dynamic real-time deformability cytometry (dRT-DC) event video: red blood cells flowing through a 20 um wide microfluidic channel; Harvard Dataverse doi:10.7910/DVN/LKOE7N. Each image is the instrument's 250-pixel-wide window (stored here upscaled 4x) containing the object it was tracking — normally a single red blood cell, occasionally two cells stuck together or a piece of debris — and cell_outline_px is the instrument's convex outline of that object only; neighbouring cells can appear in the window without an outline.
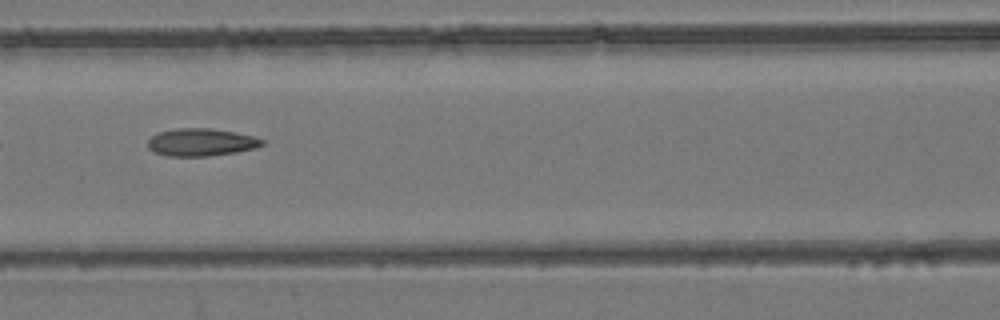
{"species": "common noctule bat (a hibernating species)", "species_latin": "Nyctalus noctula", "temperature_condition": "room temperature", "stored_images_in_passage": 5, "camera_frame_rate_fps": 3000, "um_per_image_px": 0.085, "animal": {"sex": "female", "body_mass_g": 24.6, "forearm_length_mm": 56.2}, "frame": {"image": 1, "passage_image": 3, "time_ms": 2.333, "image_size_px": [1000, 320], "cell_outline_px": [[264, 144], [256, 148], [236, 152], [208, 156], [164, 156], [152, 152], [148, 148], [148, 140], [156, 132], [176, 128], [212, 128], [256, 136], [264, 140]], "centroid_in_image_um": [17.08, 12.09], "position_along_channel_um": 149.5, "area_um2": 18.67}}
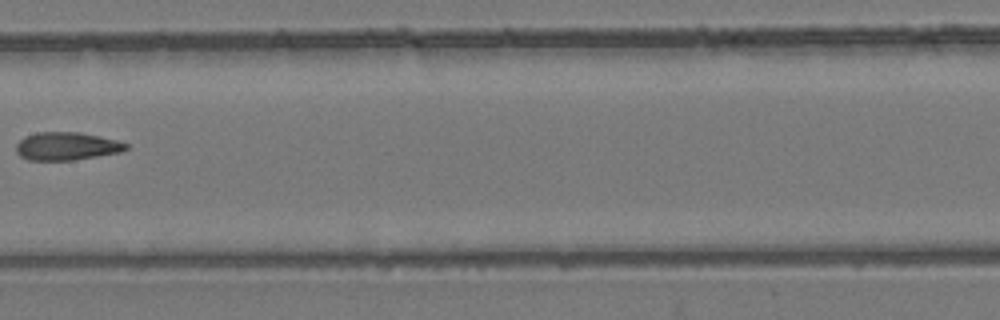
{"frame": {"image": 2, "passage_image": 4, "time_ms": 3.667, "image_size_px": [1000, 320], "cell_outline_px": [[128, 148], [120, 152], [72, 160], [28, 160], [20, 156], [16, 152], [16, 144], [24, 136], [36, 132], [80, 132], [100, 136], [116, 140], [128, 144]], "centroid_in_image_um": [5.63, 12.42], "position_along_channel_um": 201.8, "area_um2": 17.92}}
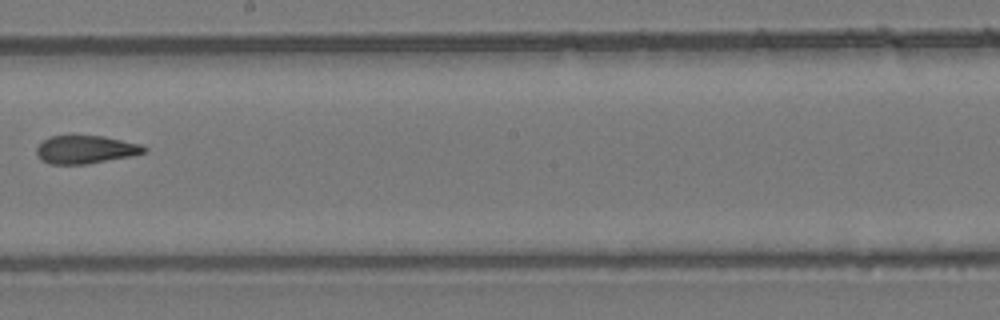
{"frame": {"image": 3, "passage_image": 5, "time_ms": 4.667, "image_size_px": [1000, 320], "cell_outline_px": [[148, 152], [132, 156], [84, 164], [48, 164], [40, 160], [36, 152], [36, 148], [48, 136], [104, 136], [140, 144], [148, 148]], "centroid_in_image_um": [7.28, 12.71], "position_along_channel_um": 240.9, "area_um2": 17.63}}